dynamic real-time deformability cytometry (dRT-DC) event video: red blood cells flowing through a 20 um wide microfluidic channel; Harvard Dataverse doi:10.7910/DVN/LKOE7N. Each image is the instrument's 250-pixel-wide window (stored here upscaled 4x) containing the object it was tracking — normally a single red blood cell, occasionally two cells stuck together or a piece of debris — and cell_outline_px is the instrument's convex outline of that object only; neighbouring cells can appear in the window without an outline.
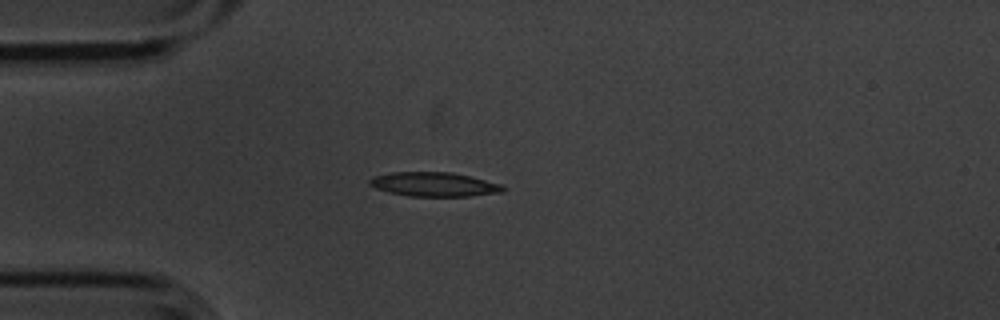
{"species": "common noctule bat (a hibernating species)", "species_latin": "Nyctalus noctula", "temperature_condition": "cold", "stored_images_in_passage": 4, "camera_frame_rate_fps": 3000, "um_per_image_px": 0.085, "animal": {"sex": "male", "body_mass_g": 20.1, "forearm_length_mm": 53.5}, "frame": {"image": 1, "passage_image": 4, "time_ms": 1.0, "image_size_px": [1000, 320], "cell_outline_px": [[504, 192], [468, 196], [408, 196], [388, 192], [376, 188], [368, 184], [368, 180], [372, 176], [392, 172], [452, 172], [504, 184]], "centroid_in_image_um": [36.89, 15.66], "position_along_channel_um": 48.1, "area_um2": 18.96}}